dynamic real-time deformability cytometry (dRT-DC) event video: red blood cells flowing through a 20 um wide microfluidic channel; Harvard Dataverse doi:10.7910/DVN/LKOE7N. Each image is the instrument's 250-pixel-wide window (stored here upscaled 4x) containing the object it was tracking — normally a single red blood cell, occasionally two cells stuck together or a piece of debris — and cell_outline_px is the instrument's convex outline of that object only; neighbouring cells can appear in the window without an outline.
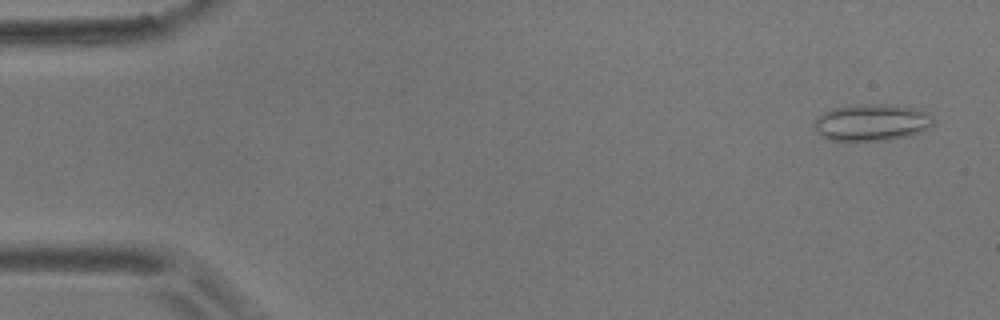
{"species": "common noctule bat (a hibernating species)", "species_latin": "Nyctalus noctula", "temperature_condition": "room temperature", "stored_images_in_passage": 5, "camera_frame_rate_fps": 3000, "um_per_image_px": 0.085, "animal": {"sex": "male", "body_mass_g": 17.9}, "frame": {"image": 1, "passage_image": 1, "time_ms": 0.0, "image_size_px": [1000, 320], "cell_outline_px": [[936, 120], [924, 132], [908, 136], [888, 140], [832, 140], [820, 136], [812, 128], [812, 124], [816, 116], [828, 108], [868, 104], [896, 104], [916, 108], [928, 112]], "centroid_in_image_um": [74.08, 10.39], "position_along_channel_um": 10.9, "area_um2": 26.18}}